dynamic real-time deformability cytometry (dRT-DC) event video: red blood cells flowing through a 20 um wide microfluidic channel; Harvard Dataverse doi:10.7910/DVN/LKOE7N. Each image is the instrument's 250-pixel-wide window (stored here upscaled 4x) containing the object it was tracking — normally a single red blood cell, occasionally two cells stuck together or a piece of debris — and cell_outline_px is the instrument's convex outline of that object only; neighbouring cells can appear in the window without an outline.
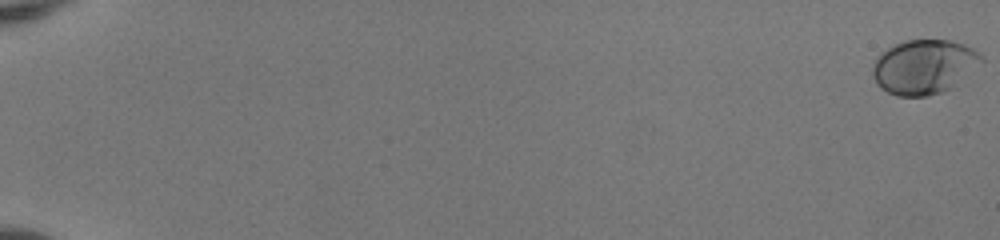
{"species": "human", "species_latin": "Homo sapiens", "temperature_condition": "room temperature", "stored_images_in_passage": 54, "camera_frame_rate_fps": 3000, "um_per_image_px": 0.085, "donor": {"sex": "female"}, "frame": {"image": 1, "passage_image": 1, "time_ms": 0.0, "image_size_px": [1000, 240], "cell_outline_px": [[984, 60], [956, 88], [944, 92], [928, 96], [896, 96], [880, 88], [876, 84], [872, 76], [872, 64], [876, 56], [880, 52], [904, 40], [952, 40], [964, 44], [980, 52], [984, 56]], "centroid_in_image_um": [78.56, 5.69], "position_along_channel_um": 6.4, "area_um2": 35.37}}
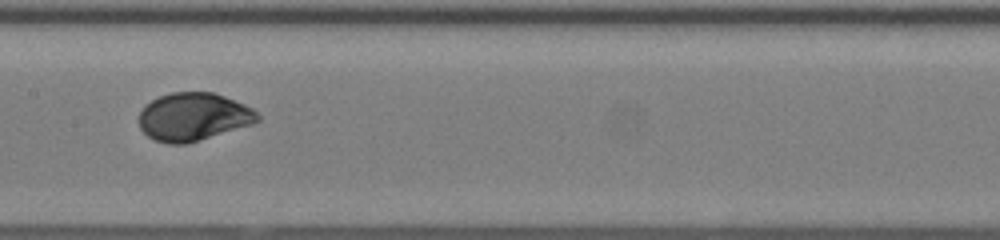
{"frame": {"image": 2, "passage_image": 31, "time_ms": 10.0, "image_size_px": [1000, 240], "cell_outline_px": [[260, 120], [252, 124], [200, 140], [184, 144], [168, 144], [156, 140], [148, 136], [140, 128], [140, 112], [144, 104], [160, 96], [172, 92], [212, 92], [224, 96], [244, 104], [252, 108], [260, 116]], "centroid_in_image_um": [16.43, 9.92], "position_along_channel_um": 191.0, "area_um2": 33.0}}
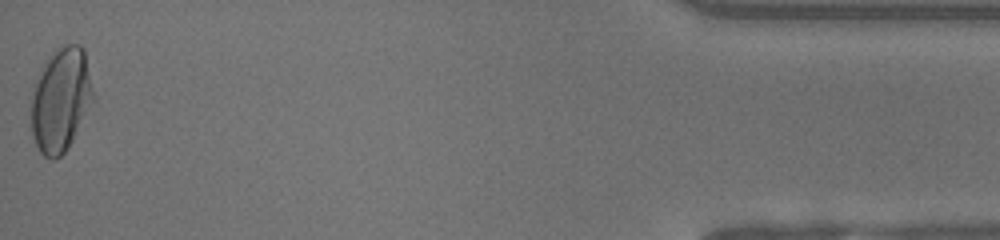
{"frame": {"image": 3, "passage_image": 54, "time_ms": 17.667, "image_size_px": [1000, 240], "cell_outline_px": [[96, 100], [68, 148], [60, 156], [52, 160], [44, 156], [40, 152], [32, 136], [32, 92], [36, 80], [44, 60], [56, 48], [64, 44], [80, 44], [84, 48], [96, 96]], "centroid_in_image_um": [5.21, 8.45], "position_along_channel_um": 430.0, "area_um2": 38.38}, "authors_computed_cell_mechanics": {"area_um2": 33.0905, "velocity_mm_per_s": 4.0859, "shape_relaxation_time_tau1_ms": 2.8012, "shape_relaxation_time_tau2_ms": null, "deformation_change_tau1": 0.1512, "deformation_change_tau2": null}}